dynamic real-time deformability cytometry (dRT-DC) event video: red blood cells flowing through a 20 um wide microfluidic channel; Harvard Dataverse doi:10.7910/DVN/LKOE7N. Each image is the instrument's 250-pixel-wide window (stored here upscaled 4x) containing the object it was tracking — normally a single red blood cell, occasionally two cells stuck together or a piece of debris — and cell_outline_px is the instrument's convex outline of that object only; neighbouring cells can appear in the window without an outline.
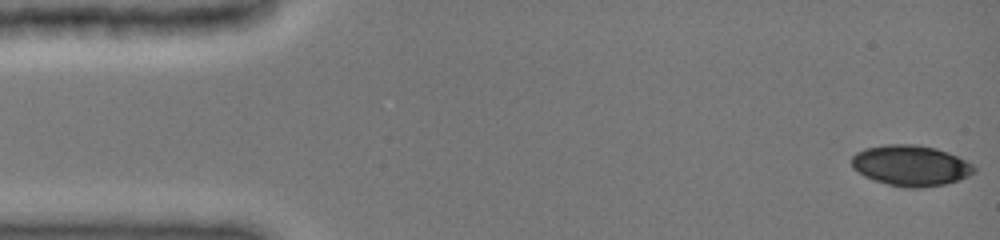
{"species": "common noctule bat (a hibernating species)", "species_latin": "Nyctalus noctula", "temperature_condition": "cold", "stored_images_in_passage": 10, "camera_frame_rate_fps": 3000, "um_per_image_px": 0.085, "animal": {"sex": "female", "body_mass_g": 19.0, "forearm_length_mm": 51.5}, "frame": {"image": 1, "passage_image": 1, "time_ms": 0.0, "image_size_px": [1000, 240], "cell_outline_px": [[976, 172], [960, 180], [948, 184], [920, 188], [904, 188], [888, 184], [864, 176], [852, 168], [852, 156], [856, 152], [864, 148], [884, 144], [916, 144], [936, 148], [948, 152], [972, 164], [976, 168]], "centroid_in_image_um": [77.42, 14.07], "position_along_channel_um": 7.6, "area_um2": 29.3}}
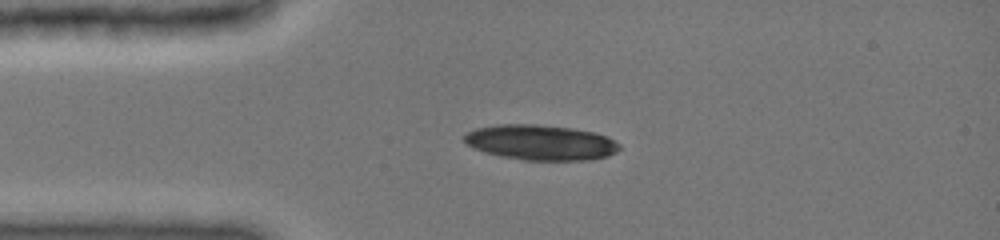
{"frame": {"image": 2, "passage_image": 9, "time_ms": 3.333, "image_size_px": [1000, 240], "cell_outline_px": [[620, 148], [616, 152], [608, 156], [588, 160], [524, 160], [500, 156], [484, 152], [472, 148], [464, 144], [464, 136], [468, 132], [476, 128], [496, 124], [536, 124], [572, 128], [592, 132], [604, 136], [620, 144]], "centroid_in_image_um": [45.91, 12.11], "position_along_channel_um": 39.1, "area_um2": 31.91}}